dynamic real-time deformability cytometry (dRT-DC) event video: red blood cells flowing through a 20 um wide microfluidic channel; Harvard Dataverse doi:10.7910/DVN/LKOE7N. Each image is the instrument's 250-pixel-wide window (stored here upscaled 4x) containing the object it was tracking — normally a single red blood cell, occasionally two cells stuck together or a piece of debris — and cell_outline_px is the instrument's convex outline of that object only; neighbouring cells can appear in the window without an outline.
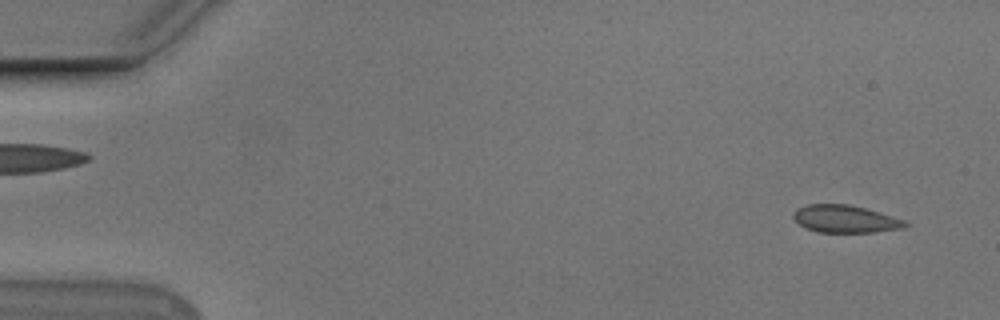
{"species": "Egyptian fruit bat (a non-hibernating species)", "species_latin": "Rousettus aegyptiacus", "temperature_condition": "cold", "stored_images_in_passage": 11, "camera_frame_rate_fps": 3000, "um_per_image_px": 0.085, "animal": {"sex": "male"}, "frame": {"image": 1, "passage_image": 1, "time_ms": 0.0, "image_size_px": [1000, 320], "cell_outline_px": [[908, 224], [904, 228], [872, 232], [820, 232], [808, 228], [800, 224], [792, 216], [792, 212], [796, 208], [808, 204], [848, 204], [864, 208], [904, 220]], "centroid_in_image_um": [71.81, 18.6], "position_along_channel_um": 13.2, "area_um2": 17.63}}